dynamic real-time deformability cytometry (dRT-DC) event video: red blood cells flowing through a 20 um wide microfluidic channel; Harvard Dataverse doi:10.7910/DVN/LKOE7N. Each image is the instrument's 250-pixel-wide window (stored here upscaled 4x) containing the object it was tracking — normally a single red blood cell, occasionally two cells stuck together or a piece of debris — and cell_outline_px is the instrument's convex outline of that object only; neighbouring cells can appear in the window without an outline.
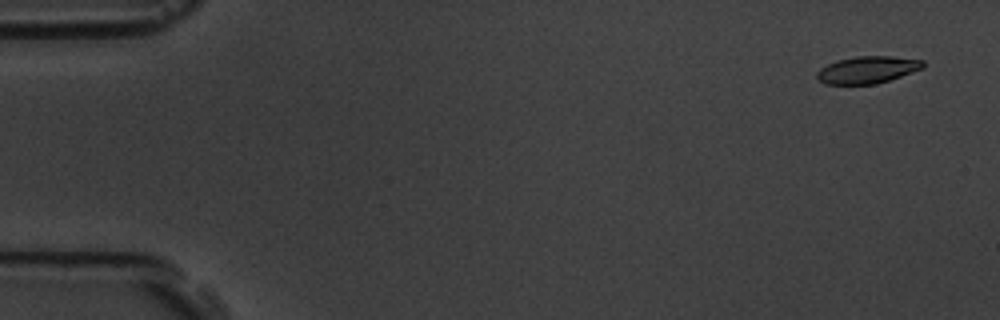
{"species": "common noctule bat (a hibernating species)", "species_latin": "Nyctalus noctula", "temperature_condition": "room temperature", "stored_images_in_passage": 15, "camera_frame_rate_fps": 3000, "um_per_image_px": 0.085, "animal": {"sex": "male", "body_mass_g": 19.5, "forearm_length_mm": 54.6}, "frame": {"image": 1, "passage_image": 1, "time_ms": 0.0, "image_size_px": [1000, 320], "cell_outline_px": [[924, 68], [876, 84], [824, 84], [816, 80], [816, 72], [820, 68], [828, 64], [840, 60], [856, 56], [892, 56], [924, 60]], "centroid_in_image_um": [73.71, 5.93], "position_along_channel_um": 11.3, "area_um2": 16.76}}
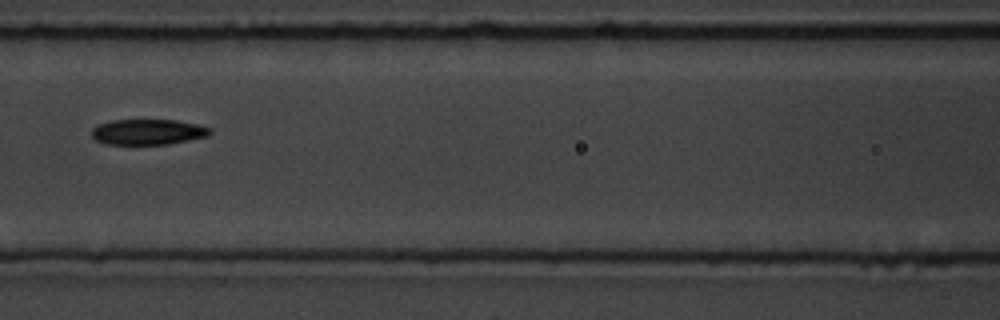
{"frame": {"image": 2, "passage_image": 7, "time_ms": 7.667, "image_size_px": [1000, 320], "cell_outline_px": [[212, 132], [208, 136], [168, 144], [104, 144], [96, 140], [92, 136], [92, 128], [100, 124], [112, 120], [176, 120], [196, 124], [212, 128]], "centroid_in_image_um": [12.58, 11.21], "position_along_channel_um": 154.0, "area_um2": 17.57}}
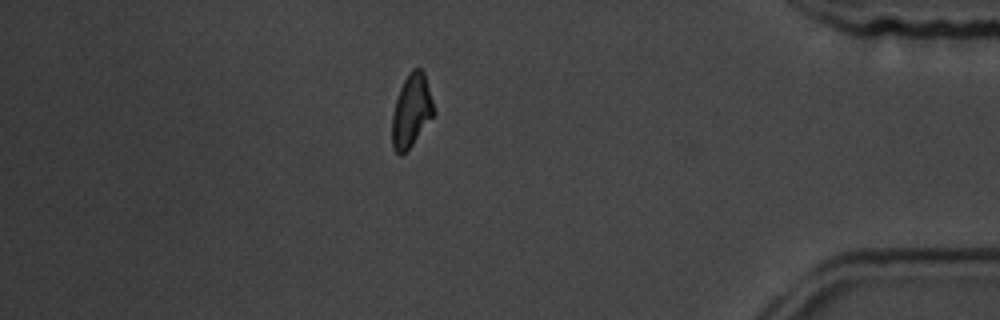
{"frame": {"image": 3, "passage_image": 14, "time_ms": 15.667, "image_size_px": [1000, 320], "cell_outline_px": [[432, 116], [412, 144], [400, 156], [392, 148], [392, 116], [396, 100], [400, 88], [408, 72], [412, 68], [420, 68], [424, 72], [432, 100]], "centroid_in_image_um": [34.93, 9.39], "position_along_channel_um": 400.3, "area_um2": 17.17}, "authors_computed_cell_mechanics": {"area_um2": 18.1492, "velocity_mm_per_s": 3.568, "shape_relaxation_time_tau1_ms": 3.1793, "shape_relaxation_time_tau2_ms": 3.7395, "deformation_change_tau1": 0.1234, "deformation_change_tau2": 0.0832}}